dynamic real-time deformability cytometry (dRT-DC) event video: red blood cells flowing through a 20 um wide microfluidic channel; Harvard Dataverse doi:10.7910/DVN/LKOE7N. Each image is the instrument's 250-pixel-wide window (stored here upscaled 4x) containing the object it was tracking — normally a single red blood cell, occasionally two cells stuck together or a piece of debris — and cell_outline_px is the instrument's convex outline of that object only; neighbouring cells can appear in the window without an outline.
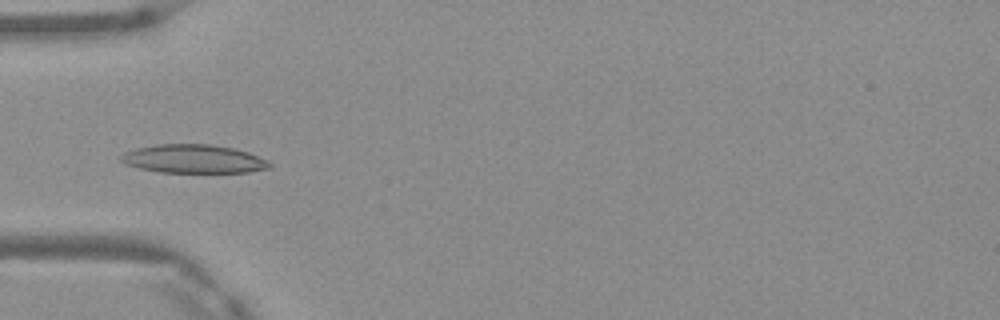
{"species": "Egyptian fruit bat (a non-hibernating species)", "species_latin": "Rousettus aegyptiacus", "temperature_condition": "warm", "stored_images_in_passage": 4, "camera_frame_rate_fps": 3000, "um_per_image_px": 0.085, "frame": {"image": 1, "passage_image": 4, "time_ms": 1.0, "image_size_px": [1000, 320], "cell_outline_px": [[272, 164], [268, 168], [248, 172], [160, 172], [140, 168], [124, 164], [120, 160], [120, 156], [124, 152], [136, 148], [156, 144], [208, 144], [232, 148], [248, 152], [268, 160]], "centroid_in_image_um": [16.42, 13.5], "position_along_channel_um": 68.6, "area_um2": 24.62}}